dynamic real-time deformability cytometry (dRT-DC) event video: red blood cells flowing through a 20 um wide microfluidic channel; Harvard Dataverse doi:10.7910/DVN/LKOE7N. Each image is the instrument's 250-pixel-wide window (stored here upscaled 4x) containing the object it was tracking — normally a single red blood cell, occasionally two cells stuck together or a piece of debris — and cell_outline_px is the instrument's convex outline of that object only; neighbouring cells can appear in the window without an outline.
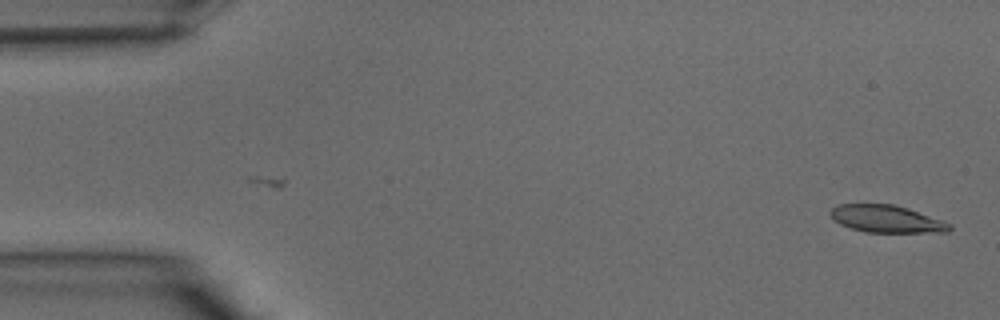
{"species": "common noctule bat (a hibernating species)", "species_latin": "Nyctalus noctula", "temperature_condition": "warm", "stored_images_in_passage": 40, "segment_of_instrument_passage": [1, 2], "camera_frame_rate_fps": 3000, "um_per_image_px": 0.085, "animal": {"sex": "male", "body_mass_g": 15.6}, "frame": {"image": 1, "passage_image": 1, "time_ms": 0.0, "image_size_px": [1000, 320], "cell_outline_px": [[952, 228], [948, 232], [864, 232], [840, 224], [832, 220], [828, 212], [836, 204], [892, 204], [908, 208], [952, 224]], "centroid_in_image_um": [75.31, 18.6], "position_along_channel_um": 9.7, "area_um2": 19.02}}
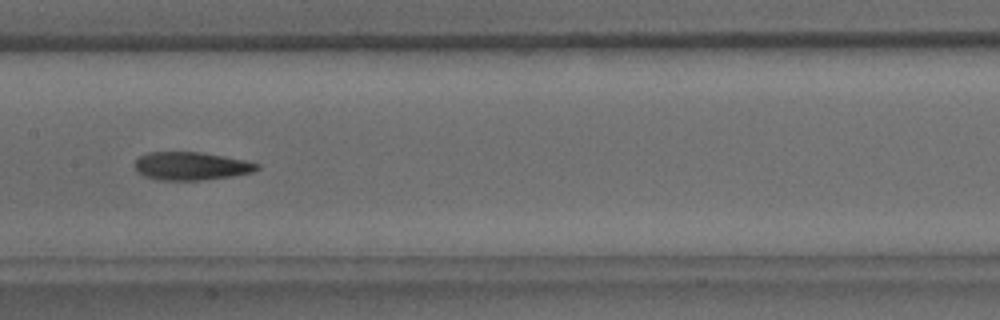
{"frame": {"image": 2, "passage_image": 19, "time_ms": 6.0, "image_size_px": [1000, 320], "cell_outline_px": [[260, 168], [252, 172], [232, 176], [200, 180], [160, 180], [144, 176], [136, 172], [132, 164], [140, 156], [148, 152], [200, 152], [224, 156], [244, 160], [260, 164]], "centroid_in_image_um": [16.21, 14.11], "position_along_channel_um": 191.2, "area_um2": 20.11}}
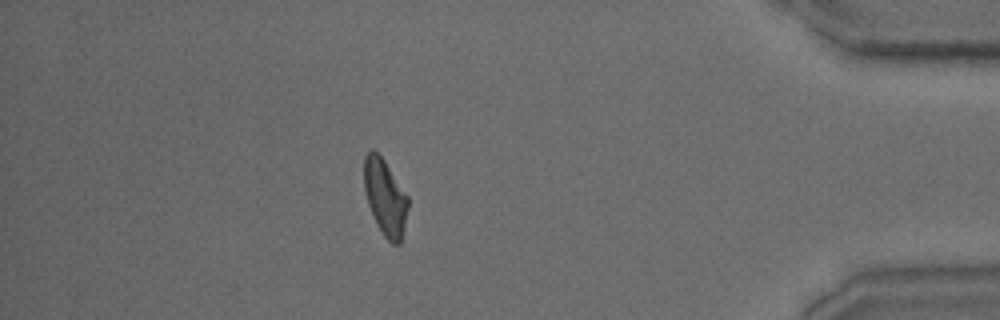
{"frame": {"image": 3, "passage_image": 34, "time_ms": 11.0, "image_size_px": [1000, 320], "cell_outline_px": [[408, 208], [400, 244], [392, 244], [384, 236], [376, 224], [368, 204], [364, 188], [364, 156], [372, 148], [384, 160], [408, 196]], "centroid_in_image_um": [32.73, 16.77], "position_along_channel_um": 402.5, "area_um2": 19.36}}